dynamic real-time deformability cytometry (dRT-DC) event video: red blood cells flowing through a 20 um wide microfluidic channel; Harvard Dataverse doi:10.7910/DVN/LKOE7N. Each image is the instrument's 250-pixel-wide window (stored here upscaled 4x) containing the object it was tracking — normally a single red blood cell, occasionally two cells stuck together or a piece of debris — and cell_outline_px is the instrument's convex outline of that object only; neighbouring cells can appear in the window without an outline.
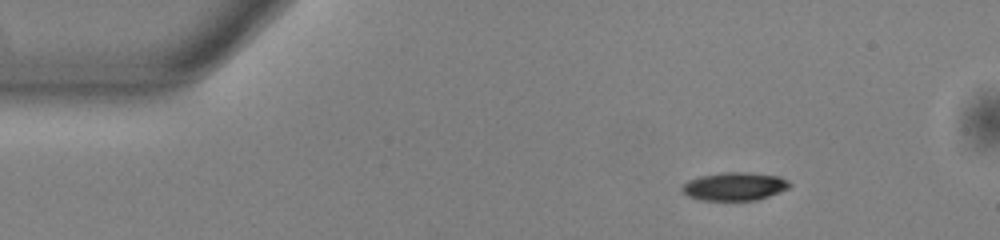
{"species": "common noctule bat (a hibernating species)", "species_latin": "Nyctalus noctula", "temperature_condition": "warm", "stored_images_in_passage": 47, "camera_frame_rate_fps": 3000, "um_per_image_px": 0.085, "animal": {"sex": "male", "body_mass_g": 13.0, "forearm_length_mm": 53.1}, "frame": {"image": 1, "passage_image": 1, "time_ms": 0.0, "image_size_px": [1000, 240], "cell_outline_px": [[792, 184], [788, 188], [780, 192], [756, 200], [700, 200], [688, 196], [680, 188], [688, 180], [700, 176], [724, 172], [748, 172], [780, 176], [788, 180]], "centroid_in_image_um": [62.45, 15.83], "position_along_channel_um": 22.5, "area_um2": 17.69}}
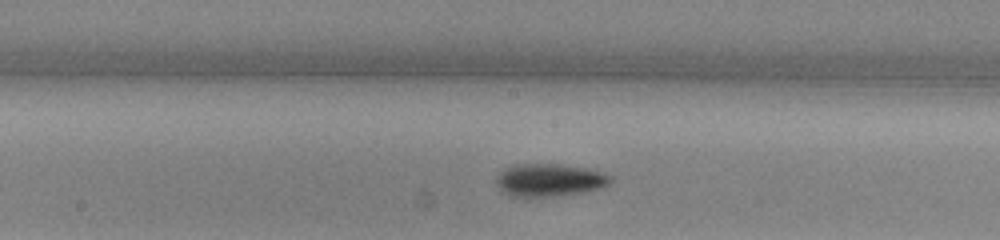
{"frame": {"image": 2, "passage_image": 21, "time_ms": 6.667, "image_size_px": [1000, 240], "cell_outline_px": [[612, 180], [608, 184], [600, 188], [560, 196], [516, 196], [504, 192], [496, 184], [496, 176], [500, 172], [512, 164], [560, 164], [588, 168], [612, 176]], "centroid_in_image_um": [46.7, 15.29], "position_along_channel_um": 201.5, "area_um2": 21.62}}
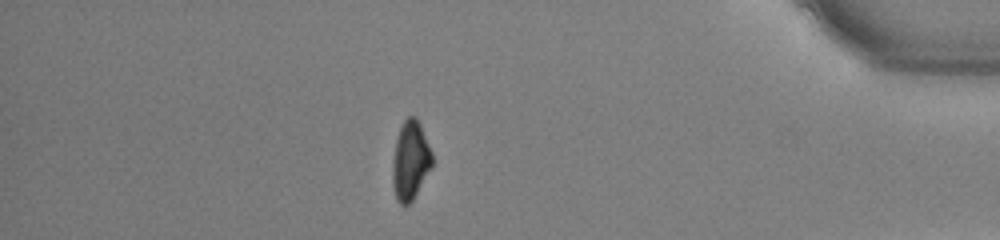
{"frame": {"image": 3, "passage_image": 40, "time_ms": 13.0, "image_size_px": [1000, 240], "cell_outline_px": [[432, 168], [412, 200], [408, 204], [400, 204], [396, 200], [392, 184], [392, 164], [396, 140], [400, 128], [404, 120], [408, 116], [416, 116], [420, 124], [432, 152]], "centroid_in_image_um": [34.88, 13.65], "position_along_channel_um": 400.3, "area_um2": 18.21}, "authors_computed_cell_mechanics": {"area_um2": 19.2474, "velocity_mm_per_s": 3.821, "shape_relaxation_time_tau1_ms": 2.5484, "shape_relaxation_time_tau2_ms": null, "deformation_change_tau1": 0.1412, "deformation_change_tau2": null}}